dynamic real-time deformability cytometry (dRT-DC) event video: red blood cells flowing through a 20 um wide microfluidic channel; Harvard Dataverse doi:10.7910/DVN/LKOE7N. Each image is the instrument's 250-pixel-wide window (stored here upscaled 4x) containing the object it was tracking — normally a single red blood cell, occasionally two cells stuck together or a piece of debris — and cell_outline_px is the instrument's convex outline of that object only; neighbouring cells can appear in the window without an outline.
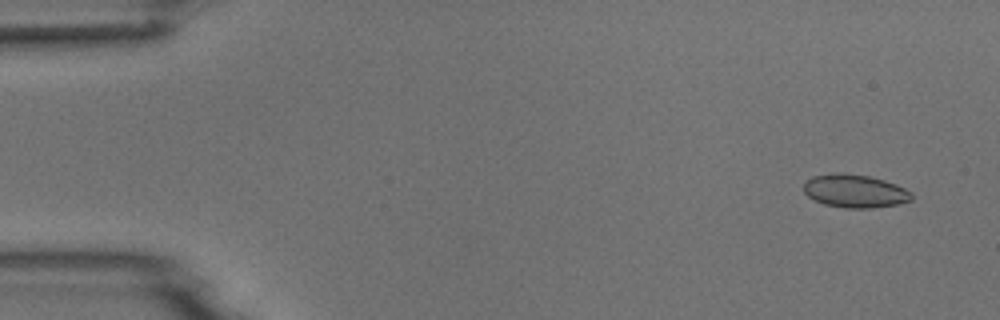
{"species": "common noctule bat (a hibernating species)", "species_latin": "Nyctalus noctula", "temperature_condition": "room temperature", "stored_images_in_passage": 4, "camera_frame_rate_fps": 3000, "um_per_image_px": 0.085, "animal": {"sex": "male", "body_mass_g": 18.8}, "frame": {"image": 1, "passage_image": 1, "time_ms": 0.0, "image_size_px": [1000, 320], "cell_outline_px": [[912, 200], [896, 204], [872, 208], [844, 208], [824, 204], [808, 196], [804, 192], [804, 184], [812, 176], [836, 172], [844, 172], [868, 176], [884, 180], [896, 184], [912, 192]], "centroid_in_image_um": [72.66, 16.23], "position_along_channel_um": 12.3, "area_um2": 20.87}}